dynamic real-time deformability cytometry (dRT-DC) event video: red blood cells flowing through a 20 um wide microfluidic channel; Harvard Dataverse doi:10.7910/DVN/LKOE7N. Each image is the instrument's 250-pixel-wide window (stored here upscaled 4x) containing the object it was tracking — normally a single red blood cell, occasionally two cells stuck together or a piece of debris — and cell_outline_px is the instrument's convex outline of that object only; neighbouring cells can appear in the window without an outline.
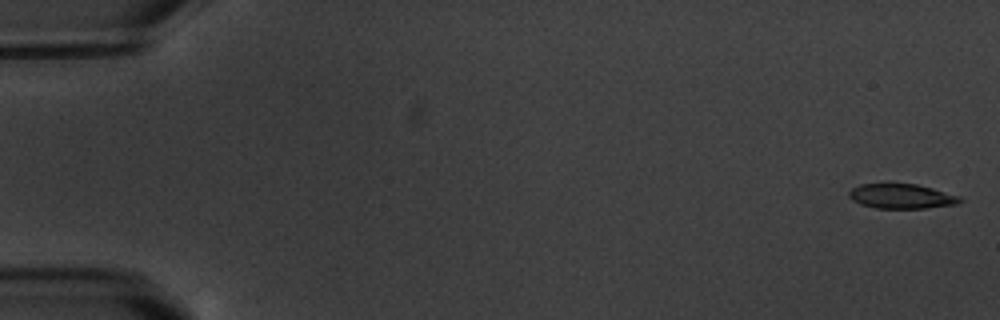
{"species": "common noctule bat (a hibernating species)", "species_latin": "Nyctalus noctula", "temperature_condition": "warm", "stored_images_in_passage": 7, "camera_frame_rate_fps": 3000, "um_per_image_px": 0.085, "animal": {"sex": "male", "body_mass_g": 20.1, "forearm_length_mm": 53.5}, "frame": {"image": 1, "passage_image": 1, "time_ms": 0.0, "image_size_px": [1000, 320], "cell_outline_px": [[964, 200], [956, 204], [924, 208], [876, 208], [860, 204], [852, 200], [848, 196], [848, 192], [852, 188], [860, 184], [888, 180], [916, 184], [932, 188], [960, 196]], "centroid_in_image_um": [76.56, 16.63], "position_along_channel_um": 8.4, "area_um2": 16.7}}